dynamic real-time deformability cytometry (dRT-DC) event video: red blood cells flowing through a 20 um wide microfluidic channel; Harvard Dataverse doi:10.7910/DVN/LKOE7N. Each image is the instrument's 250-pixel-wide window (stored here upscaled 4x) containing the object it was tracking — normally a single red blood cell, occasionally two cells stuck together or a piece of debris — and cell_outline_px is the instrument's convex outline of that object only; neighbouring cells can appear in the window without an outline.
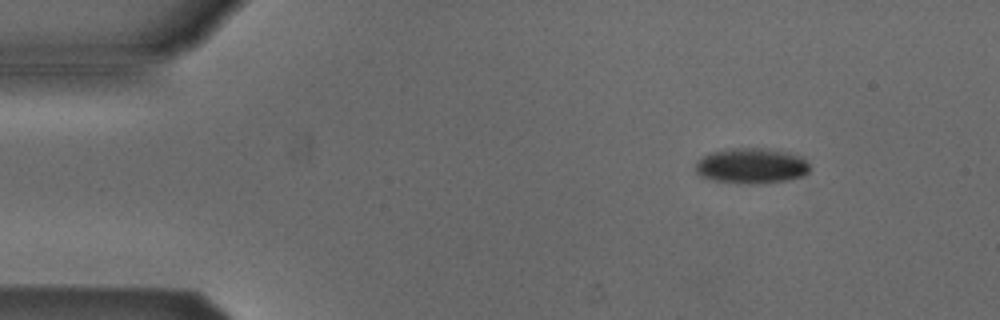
{"species": "Egyptian fruit bat (a non-hibernating species)", "species_latin": "Rousettus aegyptiacus", "temperature_condition": "cold", "stored_images_in_passage": 4, "camera_frame_rate_fps": 3000, "um_per_image_px": 0.085, "animal": {"sex": "male"}, "frame": {"image": 1, "passage_image": 2, "time_ms": 1.333, "image_size_px": [1000, 320], "cell_outline_px": [[808, 172], [800, 176], [784, 180], [760, 184], [748, 184], [712, 180], [700, 176], [696, 172], [696, 160], [700, 156], [712, 152], [728, 148], [764, 148], [788, 152], [804, 156], [808, 164]], "centroid_in_image_um": [63.83, 14.08], "position_along_channel_um": 21.2, "area_um2": 23.76}}